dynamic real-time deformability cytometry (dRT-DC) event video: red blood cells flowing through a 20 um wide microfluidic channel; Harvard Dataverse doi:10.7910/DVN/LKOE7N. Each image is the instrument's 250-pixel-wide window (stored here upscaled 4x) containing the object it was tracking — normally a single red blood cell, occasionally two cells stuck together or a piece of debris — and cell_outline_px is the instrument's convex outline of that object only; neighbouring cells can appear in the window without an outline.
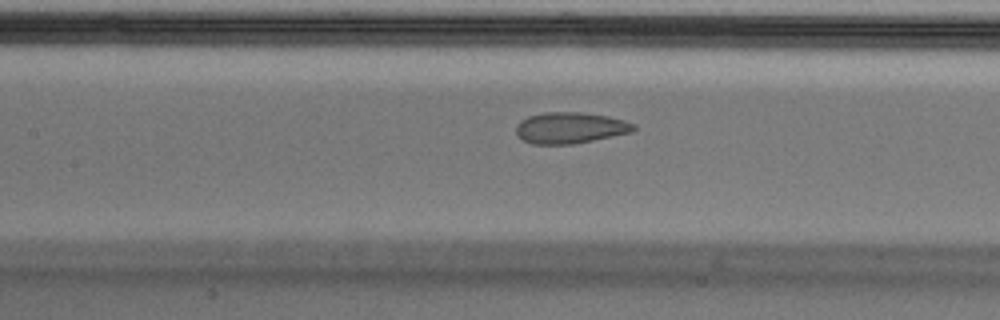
{"species": "Egyptian fruit bat (a non-hibernating species)", "species_latin": "Rousettus aegyptiacus", "temperature_condition": "cold", "stored_images_in_passage": 40, "camera_frame_rate_fps": 3000, "um_per_image_px": 0.085, "animal": {"sex": "male"}, "frame": {"image": 1, "passage_image": 15, "time_ms": 4.667, "image_size_px": [1000, 320], "cell_outline_px": [[636, 128], [632, 132], [572, 144], [532, 144], [516, 136], [516, 124], [520, 120], [528, 116], [544, 112], [580, 112], [608, 116], [624, 120], [636, 124]], "centroid_in_image_um": [48.44, 10.86], "position_along_channel_um": 159.0, "area_um2": 21.44}}
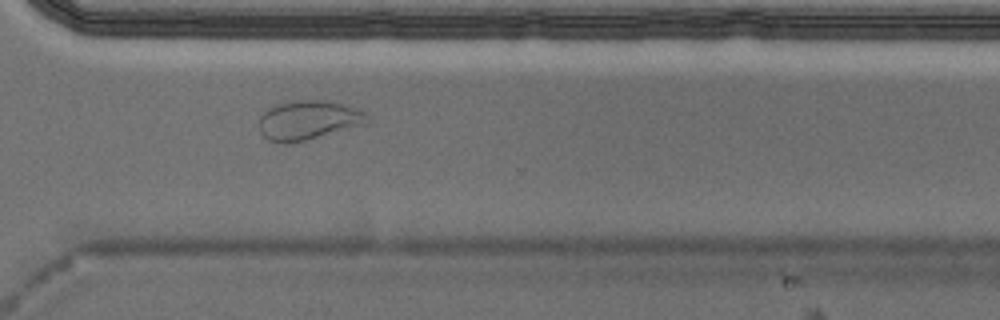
{"frame": {"image": 2, "passage_image": 30, "time_ms": 9.667, "image_size_px": [1000, 320], "cell_outline_px": [[372, 116], [352, 124], [304, 140], [288, 144], [284, 144], [268, 140], [260, 132], [260, 116], [268, 108], [280, 104], [296, 100], [328, 100], [356, 108]], "centroid_in_image_um": [26.05, 10.18], "position_along_channel_um": 344.5, "area_um2": 23.41}}
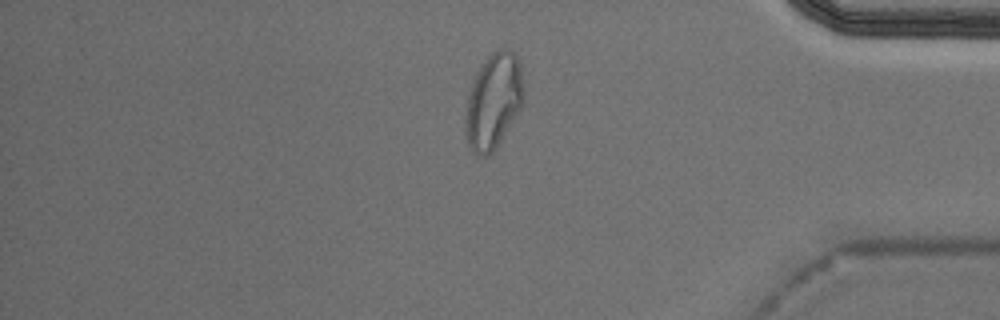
{"frame": {"image": 3, "passage_image": 36, "time_ms": 11.667, "image_size_px": [1000, 320], "cell_outline_px": [[524, 100], [520, 108], [496, 148], [488, 156], [476, 156], [472, 152], [468, 144], [464, 132], [464, 116], [468, 96], [476, 72], [488, 56], [496, 48], [508, 48], [520, 60], [524, 92]], "centroid_in_image_um": [41.93, 8.6], "position_along_channel_um": 393.3, "area_um2": 32.71}}